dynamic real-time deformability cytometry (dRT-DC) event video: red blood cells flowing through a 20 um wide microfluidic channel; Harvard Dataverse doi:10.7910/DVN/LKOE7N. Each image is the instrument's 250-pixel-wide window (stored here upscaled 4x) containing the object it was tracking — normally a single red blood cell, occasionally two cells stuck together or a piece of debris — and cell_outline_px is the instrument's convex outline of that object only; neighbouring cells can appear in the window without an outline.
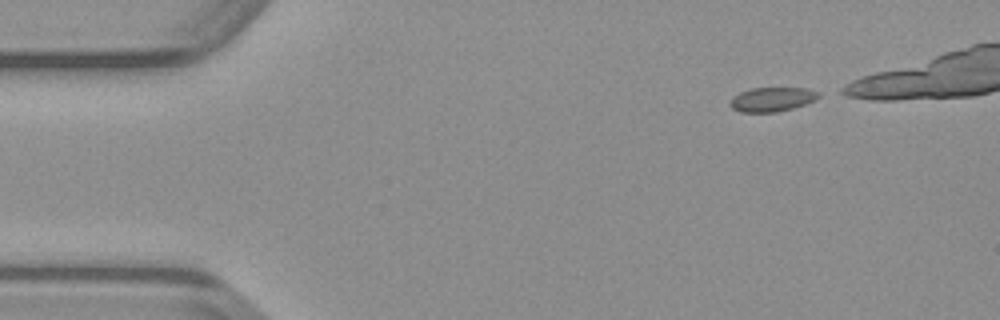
{"species": "common noctule bat (a hibernating species)", "species_latin": "Nyctalus noctula", "temperature_condition": "warm", "stored_images_in_passage": 35, "camera_frame_rate_fps": 3000, "um_per_image_px": 0.085, "animal": {"sex": "male", "body_mass_g": 23.1, "forearm_length_mm": 52.7}, "frame": {"image": 1, "passage_image": 2, "time_ms": 0.333, "image_size_px": [1000, 320], "cell_outline_px": [[820, 96], [816, 100], [792, 108], [776, 112], [740, 112], [732, 108], [728, 104], [732, 96], [740, 92], [752, 88], [808, 88], [820, 92]], "centroid_in_image_um": [65.61, 8.44], "position_along_channel_um": 19.4, "area_um2": 12.6}}
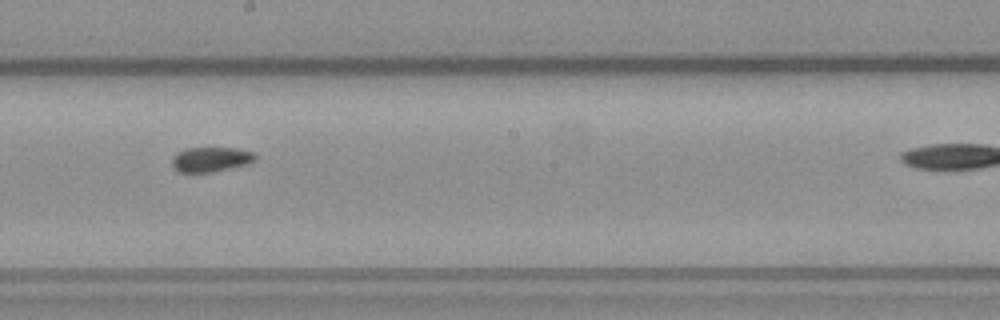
{"frame": {"image": 2, "passage_image": 23, "time_ms": 7.333, "image_size_px": [1000, 320], "cell_outline_px": [[256, 160], [248, 164], [212, 172], [180, 172], [172, 164], [172, 156], [176, 152], [188, 148], [236, 148], [252, 152], [256, 156]], "centroid_in_image_um": [17.92, 13.54], "position_along_channel_um": 230.3, "area_um2": 11.96}}
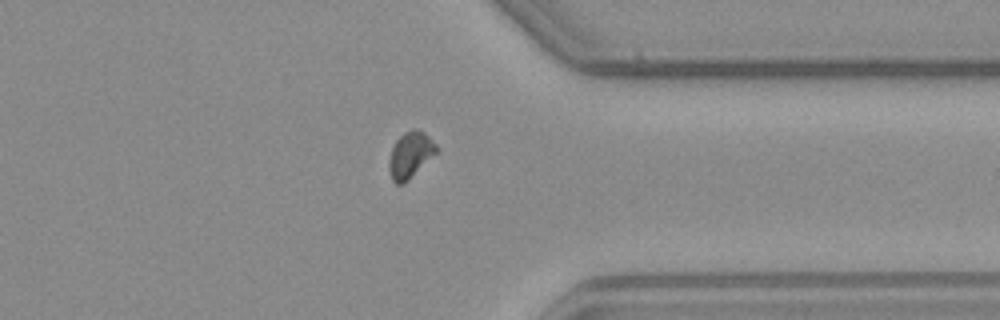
{"frame": {"image": 3, "passage_image": 34, "time_ms": 11.0, "image_size_px": [1000, 320], "cell_outline_px": [[436, 152], [404, 184], [396, 184], [392, 180], [388, 168], [388, 160], [392, 148], [396, 140], [404, 132], [412, 128], [416, 128], [424, 132], [436, 144]], "centroid_in_image_um": [34.83, 13.16], "position_along_channel_um": 376.6, "area_um2": 12.6}}